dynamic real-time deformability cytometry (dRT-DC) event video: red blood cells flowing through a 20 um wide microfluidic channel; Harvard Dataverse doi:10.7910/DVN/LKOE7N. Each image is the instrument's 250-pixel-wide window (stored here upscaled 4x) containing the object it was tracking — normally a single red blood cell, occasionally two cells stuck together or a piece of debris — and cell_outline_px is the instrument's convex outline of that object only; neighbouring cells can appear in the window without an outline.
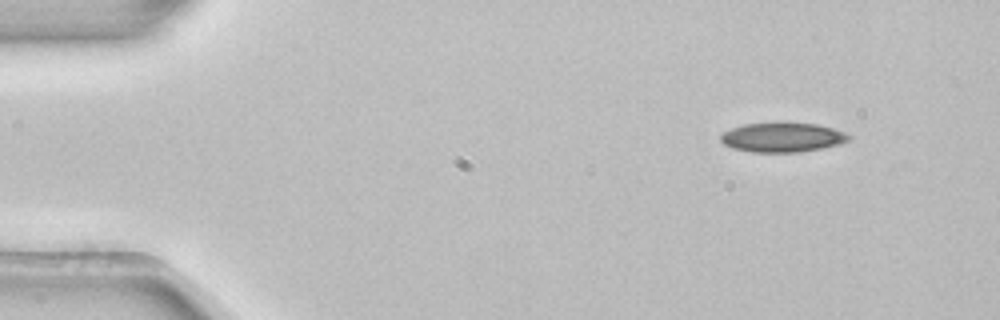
{"species": "common noctule bat (a hibernating species)", "species_latin": "Nyctalus noctula", "temperature_condition": "room temperature", "stored_images_in_passage": 3, "camera_frame_rate_fps": 3000, "um_per_image_px": 0.085, "animal": {"sex": "female", "body_mass_g": 22.7, "forearm_length_mm": 54.2}, "frame": {"image": 1, "passage_image": 1, "time_ms": 0.0, "image_size_px": [1000, 320], "cell_outline_px": [[852, 136], [848, 140], [840, 144], [800, 152], [752, 152], [732, 148], [724, 144], [720, 140], [720, 136], [724, 132], [732, 128], [744, 124], [776, 120], [780, 120], [816, 124], [832, 128], [844, 132]], "centroid_in_image_um": [66.48, 11.63], "position_along_channel_um": 18.5, "area_um2": 22.6}}
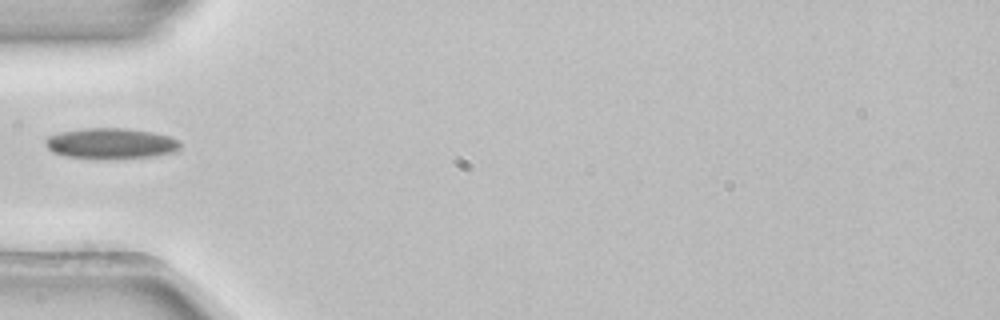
{"frame": {"image": 2, "passage_image": 3, "time_ms": 0.667, "image_size_px": [1000, 320], "cell_outline_px": [[180, 148], [176, 152], [156, 156], [116, 160], [108, 160], [64, 156], [52, 152], [44, 144], [44, 140], [48, 136], [60, 132], [84, 128], [128, 128], [152, 132], [168, 136], [180, 140]], "centroid_in_image_um": [9.44, 12.22], "position_along_channel_um": 75.6, "area_um2": 24.8}}